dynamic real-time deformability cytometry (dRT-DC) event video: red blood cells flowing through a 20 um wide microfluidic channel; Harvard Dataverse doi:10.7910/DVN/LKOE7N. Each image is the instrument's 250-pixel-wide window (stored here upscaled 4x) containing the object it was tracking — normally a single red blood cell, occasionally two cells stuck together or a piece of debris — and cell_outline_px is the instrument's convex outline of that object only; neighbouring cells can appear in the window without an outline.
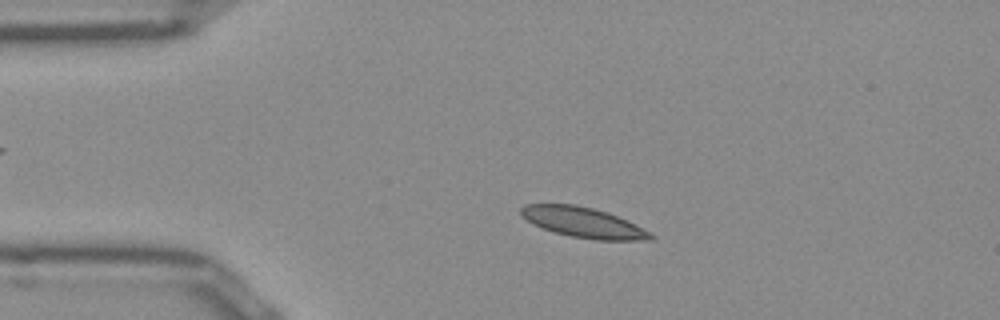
{"species": "Egyptian fruit bat (a non-hibernating species)", "species_latin": "Rousettus aegyptiacus", "temperature_condition": "room temperature", "stored_images_in_passage": 50, "camera_frame_rate_fps": 3000, "um_per_image_px": 0.085, "frame": {"image": 1, "passage_image": 9, "time_ms": 2.667, "image_size_px": [1000, 320], "cell_outline_px": [[656, 236], [652, 240], [596, 240], [572, 236], [556, 232], [544, 228], [520, 216], [520, 208], [524, 204], [576, 204], [608, 212], [636, 224], [652, 232]], "centroid_in_image_um": [49.64, 18.9], "position_along_channel_um": 35.4, "area_um2": 22.83}}
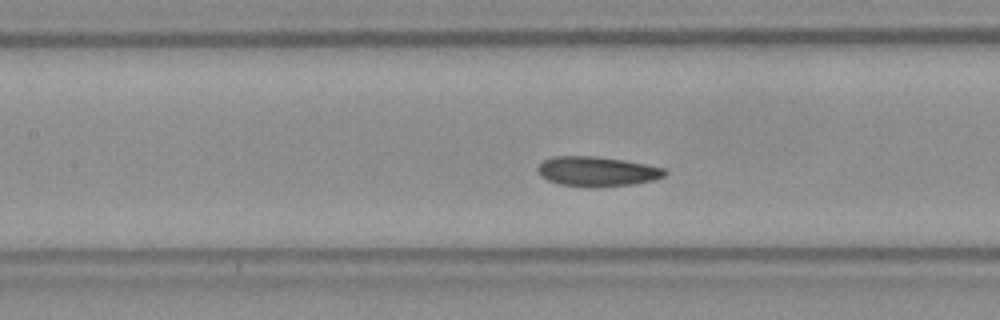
{"frame": {"image": 2, "passage_image": 21, "time_ms": 6.667, "image_size_px": [1000, 320], "cell_outline_px": [[668, 172], [664, 176], [652, 180], [632, 184], [600, 188], [588, 188], [560, 184], [548, 180], [540, 176], [536, 168], [544, 160], [552, 156], [596, 156], [624, 160], [664, 168]], "centroid_in_image_um": [50.72, 14.58], "position_along_channel_um": 156.7, "area_um2": 22.25}}
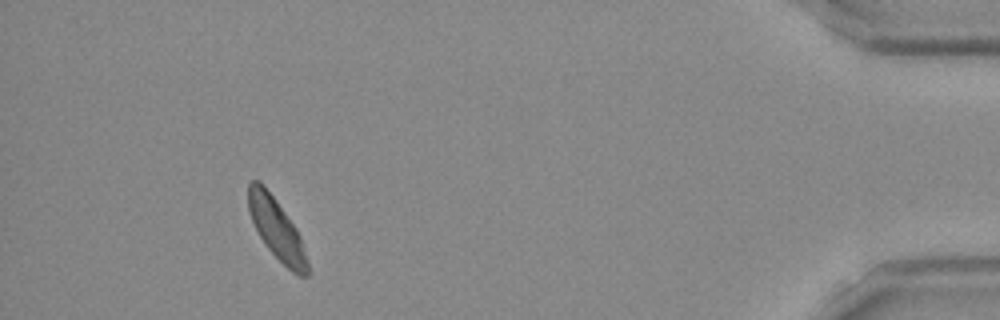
{"frame": {"image": 3, "passage_image": 46, "time_ms": 15.0, "image_size_px": [1000, 320], "cell_outline_px": [[308, 276], [300, 276], [292, 272], [264, 244], [252, 220], [248, 208], [248, 184], [252, 180], [260, 180], [296, 228], [300, 236], [308, 264]], "centroid_in_image_um": [23.5, 19.45], "position_along_channel_um": 411.7, "area_um2": 20.4}, "authors_computed_cell_mechanics": {"area_um2": 21.8195, "velocity_mm_per_s": 3.8528, "shape_relaxation_time_tau1_ms": 6.9046, "shape_relaxation_time_tau2_ms": 3.2233, "deformation_change_tau1": 0.1144, "deformation_change_tau2": 0.0595}}